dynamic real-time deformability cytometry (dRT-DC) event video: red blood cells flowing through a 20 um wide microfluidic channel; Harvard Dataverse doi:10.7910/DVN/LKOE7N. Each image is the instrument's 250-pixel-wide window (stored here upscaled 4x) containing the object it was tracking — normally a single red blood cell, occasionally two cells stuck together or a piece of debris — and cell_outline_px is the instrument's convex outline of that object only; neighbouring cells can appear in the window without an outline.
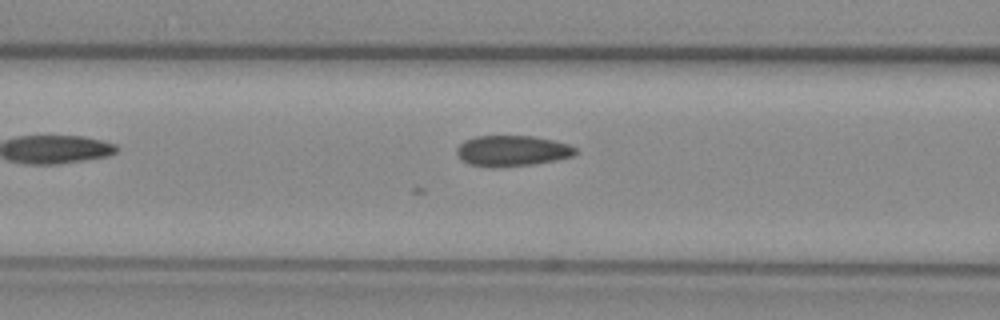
{"species": "common noctule bat (a hibernating species)", "species_latin": "Nyctalus noctula", "temperature_condition": "warm", "stored_images_in_passage": 35, "camera_frame_rate_fps": 3000, "um_per_image_px": 0.085, "animal": {"sex": "female", "body_mass_g": 29.2, "forearm_length_mm": 56.3}, "frame": {"image": 1, "passage_image": 6, "time_ms": 1.667, "image_size_px": [1000, 320], "cell_outline_px": [[576, 152], [572, 156], [556, 160], [532, 164], [468, 164], [460, 160], [456, 152], [456, 148], [464, 140], [476, 136], [532, 136], [552, 140], [568, 144], [576, 148]], "centroid_in_image_um": [43.53, 12.77], "position_along_channel_um": 123.1, "area_um2": 20.4}}
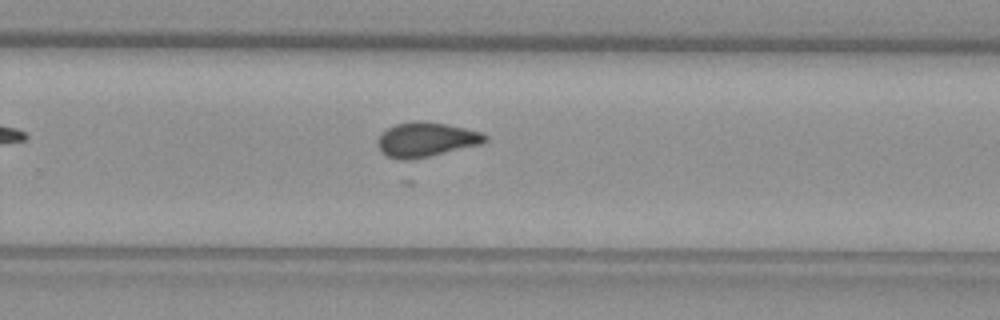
{"frame": {"image": 2, "passage_image": 19, "time_ms": 6.0, "image_size_px": [1000, 320], "cell_outline_px": [[488, 140], [484, 144], [428, 156], [408, 160], [396, 160], [380, 152], [376, 144], [376, 140], [380, 132], [396, 124], [416, 120], [444, 124], [484, 132], [488, 136]], "centroid_in_image_um": [36.2, 11.87], "position_along_channel_um": 293.6, "area_um2": 21.91}}
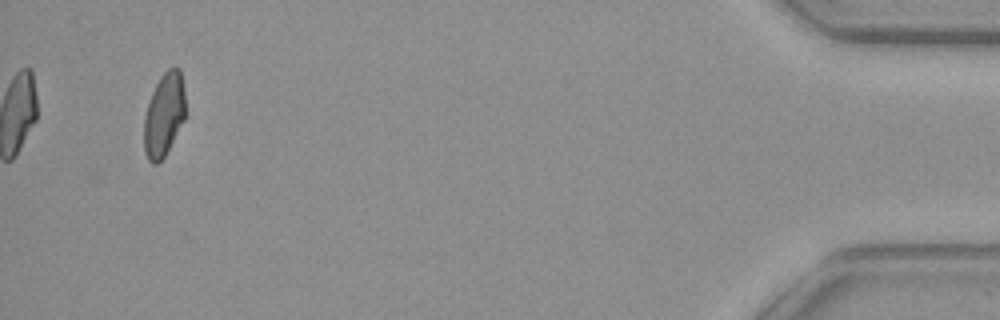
{"frame": {"image": 3, "passage_image": 35, "time_ms": 11.333, "image_size_px": [1000, 320], "cell_outline_px": [[184, 120], [164, 156], [156, 164], [152, 164], [148, 160], [144, 152], [144, 116], [152, 92], [160, 76], [168, 68], [180, 68], [184, 92]], "centroid_in_image_um": [13.92, 9.75], "position_along_channel_um": 421.3, "area_um2": 19.88}}